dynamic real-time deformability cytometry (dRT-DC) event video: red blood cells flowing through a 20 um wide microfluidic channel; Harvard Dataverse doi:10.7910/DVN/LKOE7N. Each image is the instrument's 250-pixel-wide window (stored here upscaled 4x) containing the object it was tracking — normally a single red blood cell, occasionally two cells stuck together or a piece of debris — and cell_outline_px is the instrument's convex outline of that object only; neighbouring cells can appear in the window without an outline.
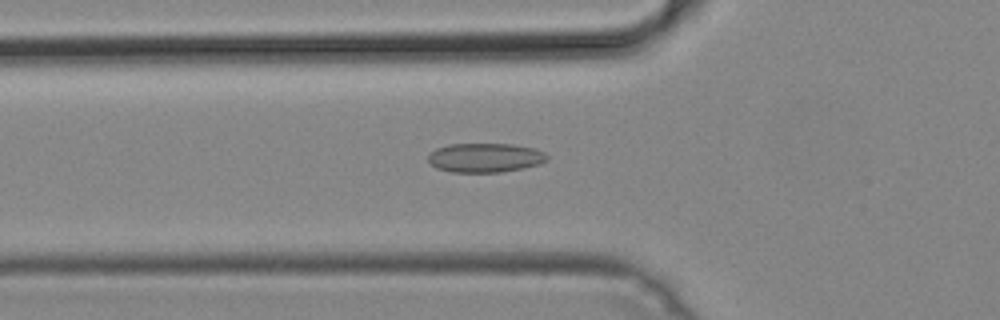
{"species": "common noctule bat (a hibernating species)", "species_latin": "Nyctalus noctula", "temperature_condition": "cold", "stored_images_in_passage": 22, "camera_frame_rate_fps": 3000, "um_per_image_px": 0.085, "animal": {"sex": "male", "body_mass_g": 19.2, "forearm_length_mm": 51.8}, "frame": {"image": 1, "passage_image": 9, "time_ms": 2.667, "image_size_px": [1000, 320], "cell_outline_px": [[548, 160], [540, 164], [524, 168], [500, 172], [452, 172], [436, 168], [428, 160], [428, 156], [436, 148], [448, 144], [512, 144], [536, 148], [544, 152], [548, 156]], "centroid_in_image_um": [41.27, 13.4], "position_along_channel_um": 84.5, "area_um2": 20.35}}
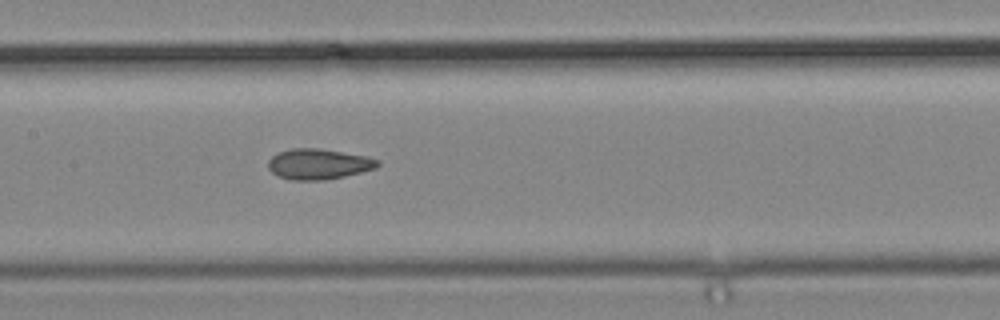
{"frame": {"image": 2, "passage_image": 16, "time_ms": 5.0, "image_size_px": [1000, 320], "cell_outline_px": [[380, 164], [376, 168], [344, 176], [320, 180], [292, 180], [276, 176], [268, 168], [268, 160], [272, 156], [280, 152], [292, 148], [316, 148], [368, 156], [380, 160]], "centroid_in_image_um": [27.07, 13.94], "position_along_channel_um": 180.3, "area_um2": 19.42}}
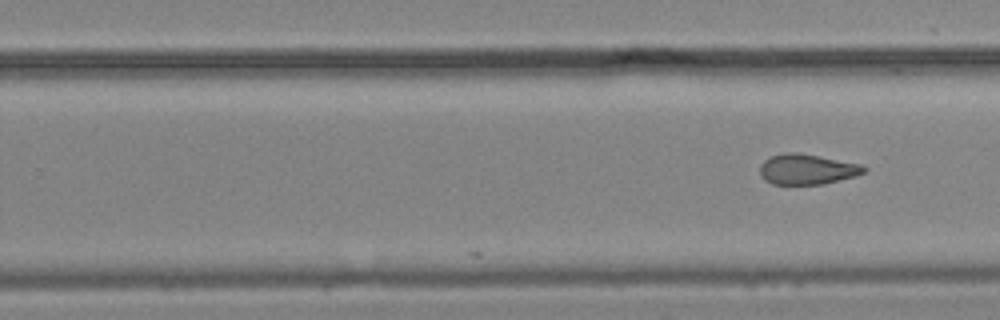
{"frame": {"image": 3, "passage_image": 22, "time_ms": 7.0, "image_size_px": [1000, 320], "cell_outline_px": [[868, 168], [864, 172], [852, 176], [824, 184], [772, 184], [764, 180], [760, 176], [760, 164], [768, 156], [784, 152], [796, 152], [864, 164]], "centroid_in_image_um": [68.56, 14.37], "position_along_channel_um": 261.2, "area_um2": 18.55}}